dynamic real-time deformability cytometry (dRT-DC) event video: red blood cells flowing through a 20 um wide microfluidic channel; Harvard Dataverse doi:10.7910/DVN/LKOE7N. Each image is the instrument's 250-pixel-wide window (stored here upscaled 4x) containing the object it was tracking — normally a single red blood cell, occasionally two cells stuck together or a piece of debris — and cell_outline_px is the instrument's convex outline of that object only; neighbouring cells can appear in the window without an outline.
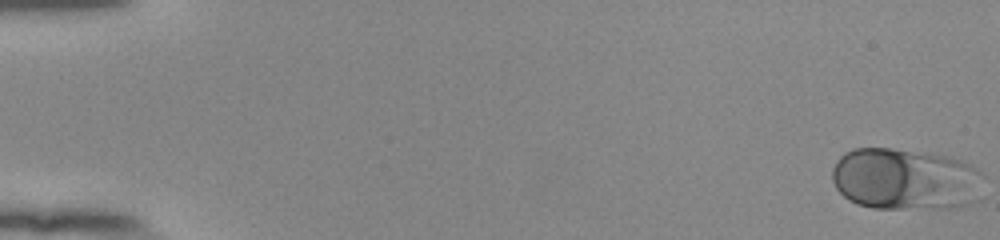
{"species": "human", "species_latin": "Homo sapiens", "temperature_condition": "room temperature", "stored_images_in_passage": 55, "camera_frame_rate_fps": 3000, "um_per_image_px": 0.085, "donor": {"sex": "female"}, "frame": {"image": 1, "passage_image": 1, "time_ms": 0.0, "image_size_px": [1000, 240], "cell_outline_px": [[984, 176], [980, 200], [968, 204], [952, 208], [872, 208], [856, 204], [848, 200], [836, 188], [832, 180], [832, 168], [836, 160], [844, 152], [852, 148], [892, 148], [952, 156], [980, 168]], "centroid_in_image_um": [77.0, 15.22], "position_along_channel_um": 8.0, "area_um2": 55.78}}
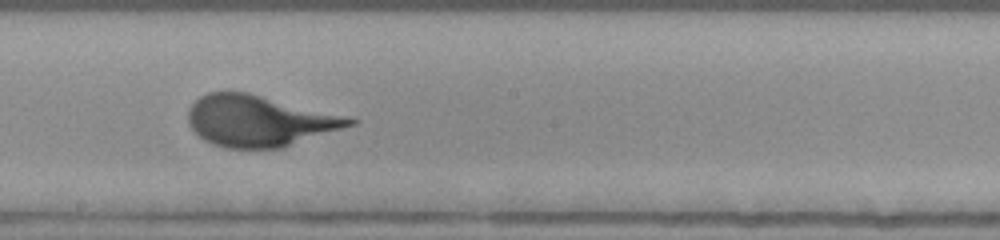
{"frame": {"image": 2, "passage_image": 32, "time_ms": 10.333, "image_size_px": [1000, 240], "cell_outline_px": [[360, 120], [356, 124], [280, 148], [224, 148], [212, 144], [204, 140], [188, 124], [188, 108], [200, 96], [208, 92], [248, 92]], "centroid_in_image_um": [21.99, 10.27], "position_along_channel_um": 226.2, "area_um2": 47.57}}
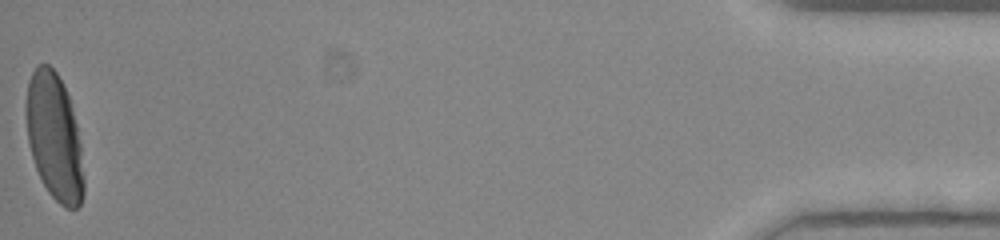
{"frame": {"image": 3, "passage_image": 55, "time_ms": 18.0, "image_size_px": [1000, 240], "cell_outline_px": [[84, 196], [80, 204], [76, 208], [64, 208], [48, 192], [36, 168], [28, 144], [24, 112], [24, 108], [28, 80], [36, 64], [48, 64], [56, 72], [68, 96], [76, 124], [80, 144], [84, 176]], "centroid_in_image_um": [4.59, 11.64], "position_along_channel_um": 430.6, "area_um2": 42.71}}